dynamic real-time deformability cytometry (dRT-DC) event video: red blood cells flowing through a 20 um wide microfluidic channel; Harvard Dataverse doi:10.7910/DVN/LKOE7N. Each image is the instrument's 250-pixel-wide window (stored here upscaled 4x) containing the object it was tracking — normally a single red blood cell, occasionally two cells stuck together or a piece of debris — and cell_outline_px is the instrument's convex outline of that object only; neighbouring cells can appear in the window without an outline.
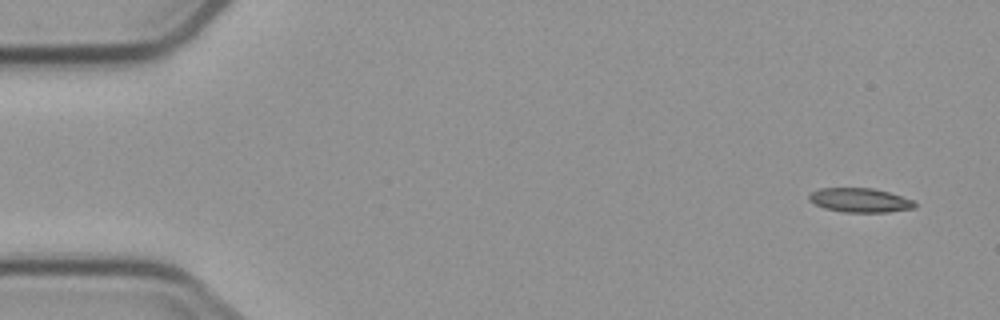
{"species": "common noctule bat (a hibernating species)", "species_latin": "Nyctalus noctula", "temperature_condition": "cold", "stored_images_in_passage": 5, "camera_frame_rate_fps": 3000, "um_per_image_px": 0.085, "animal": {"sex": "male", "body_mass_g": 23.1, "forearm_length_mm": 52.7}, "frame": {"image": 1, "passage_image": 1, "time_ms": 0.0, "image_size_px": [1000, 320], "cell_outline_px": [[916, 208], [888, 212], [844, 212], [824, 208], [808, 200], [808, 196], [812, 192], [820, 188], [872, 188], [888, 192], [912, 200], [916, 204]], "centroid_in_image_um": [73.09, 17.02], "position_along_channel_um": 11.9, "area_um2": 14.8}}
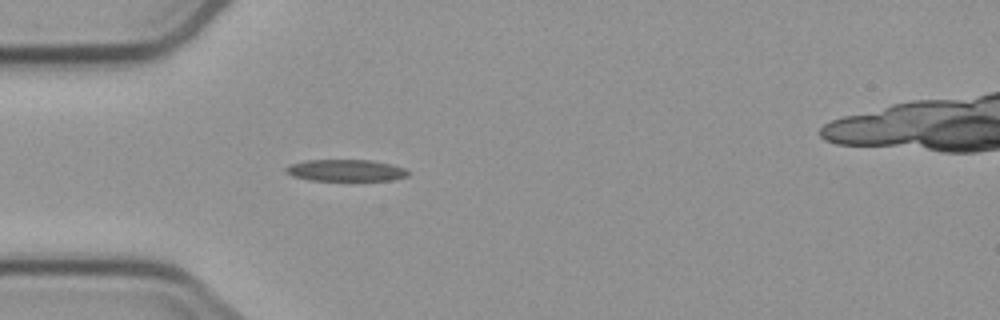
{"frame": {"image": 2, "passage_image": 4, "time_ms": 4.333, "image_size_px": [1000, 320], "cell_outline_px": [[408, 176], [392, 180], [308, 180], [292, 176], [284, 172], [284, 168], [288, 164], [308, 160], [372, 160], [392, 164], [404, 168], [408, 172]], "centroid_in_image_um": [29.34, 14.48], "position_along_channel_um": 55.7, "area_um2": 15.55}}